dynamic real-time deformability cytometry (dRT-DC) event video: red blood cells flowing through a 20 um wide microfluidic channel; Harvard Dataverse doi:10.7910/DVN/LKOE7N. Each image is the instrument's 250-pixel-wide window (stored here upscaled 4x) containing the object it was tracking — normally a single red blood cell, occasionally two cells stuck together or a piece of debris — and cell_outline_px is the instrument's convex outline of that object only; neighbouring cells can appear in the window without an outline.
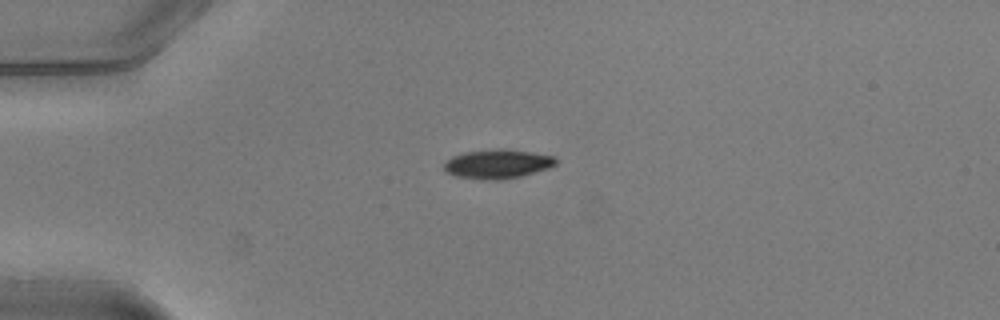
{"species": "common noctule bat (a hibernating species)", "species_latin": "Nyctalus noctula", "temperature_condition": "warm", "stored_images_in_passage": 19, "camera_frame_rate_fps": 3000, "um_per_image_px": 0.085, "animal": {"sex": "male", "body_mass_g": 20.5, "forearm_length_mm": 52.5}, "frame": {"image": 1, "passage_image": 1, "time_ms": 0.0, "image_size_px": [1000, 320], "cell_outline_px": [[556, 164], [548, 168], [520, 176], [500, 180], [480, 180], [456, 176], [448, 172], [444, 168], [444, 160], [452, 156], [464, 152], [500, 148], [504, 148], [556, 156]], "centroid_in_image_um": [42.26, 13.93], "position_along_channel_um": 42.7, "area_um2": 19.07}}
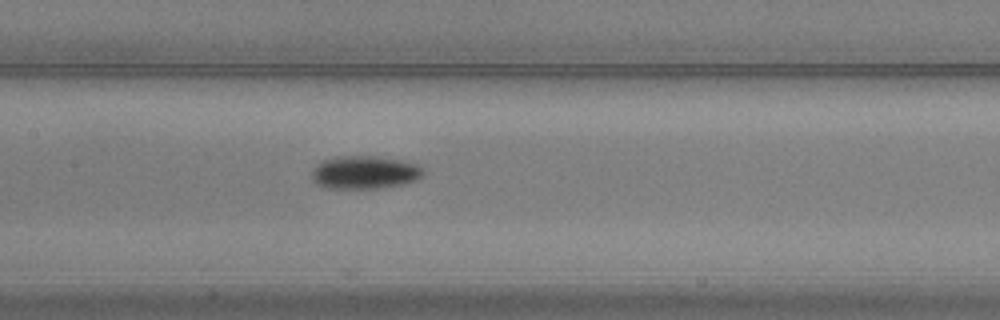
{"frame": {"image": 2, "passage_image": 13, "time_ms": 4.0, "image_size_px": [1000, 320], "cell_outline_px": [[424, 172], [416, 180], [400, 184], [376, 188], [324, 188], [316, 184], [312, 180], [312, 168], [320, 160], [336, 156], [376, 156], [400, 160], [416, 164], [424, 168]], "centroid_in_image_um": [30.92, 14.64], "position_along_channel_um": 176.5, "area_um2": 21.56}}
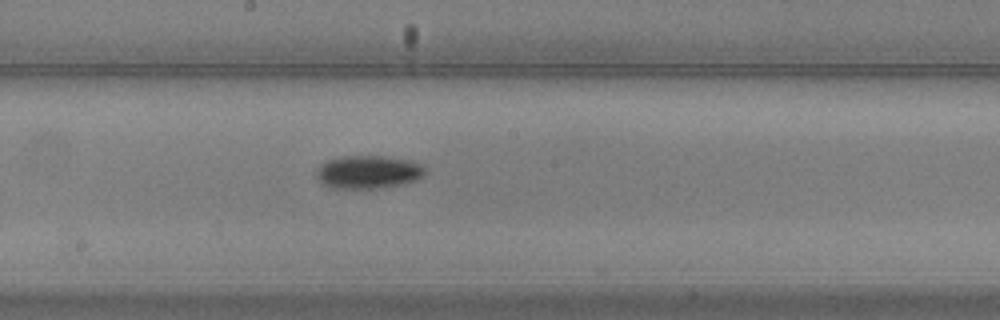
{"frame": {"image": 3, "passage_image": 16, "time_ms": 5.0, "image_size_px": [1000, 320], "cell_outline_px": [[428, 172], [424, 176], [416, 180], [400, 184], [380, 188], [328, 188], [320, 184], [316, 176], [316, 172], [320, 164], [328, 160], [340, 156], [384, 156], [412, 160], [424, 164]], "centroid_in_image_um": [31.32, 14.62], "position_along_channel_um": 216.9, "area_um2": 21.44}}